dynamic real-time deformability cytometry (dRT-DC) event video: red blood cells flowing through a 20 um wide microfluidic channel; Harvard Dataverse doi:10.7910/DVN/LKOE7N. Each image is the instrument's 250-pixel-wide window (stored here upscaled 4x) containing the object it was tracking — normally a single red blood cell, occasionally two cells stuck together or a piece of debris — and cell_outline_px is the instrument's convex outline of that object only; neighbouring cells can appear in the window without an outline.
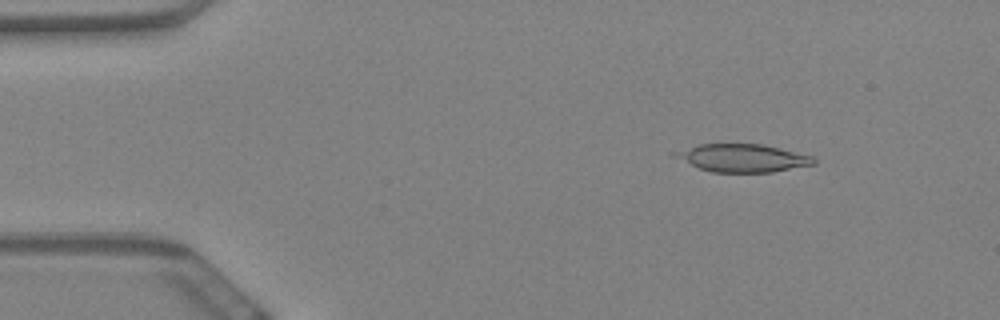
{"species": "Egyptian fruit bat (a non-hibernating species)", "species_latin": "Rousettus aegyptiacus", "temperature_condition": "warm", "stored_images_in_passage": 14, "camera_frame_rate_fps": 3000, "um_per_image_px": 0.085, "animal": {"sex": "female"}, "frame": {"image": 1, "passage_image": 3, "time_ms": 0.667, "image_size_px": [1000, 320], "cell_outline_px": [[816, 164], [772, 172], [712, 172], [700, 168], [668, 156], [668, 152], [700, 144], [764, 144], [812, 156], [816, 160]], "centroid_in_image_um": [63.03, 13.42], "position_along_channel_um": 22.0, "area_um2": 22.77}}
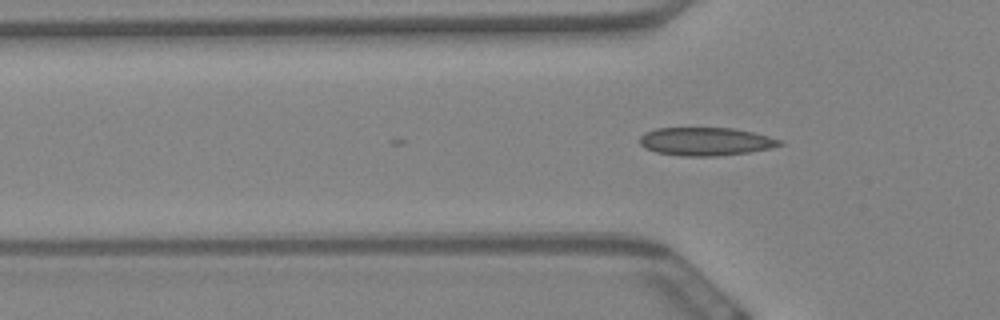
{"frame": {"image": 2, "passage_image": 14, "time_ms": 4.333, "image_size_px": [1000, 320], "cell_outline_px": [[784, 144], [768, 148], [748, 152], [716, 156], [684, 156], [656, 152], [644, 148], [640, 144], [640, 136], [644, 132], [656, 128], [732, 128], [752, 132], [768, 136], [780, 140]], "centroid_in_image_um": [59.93, 12.02], "position_along_channel_um": 65.9, "area_um2": 22.83}}